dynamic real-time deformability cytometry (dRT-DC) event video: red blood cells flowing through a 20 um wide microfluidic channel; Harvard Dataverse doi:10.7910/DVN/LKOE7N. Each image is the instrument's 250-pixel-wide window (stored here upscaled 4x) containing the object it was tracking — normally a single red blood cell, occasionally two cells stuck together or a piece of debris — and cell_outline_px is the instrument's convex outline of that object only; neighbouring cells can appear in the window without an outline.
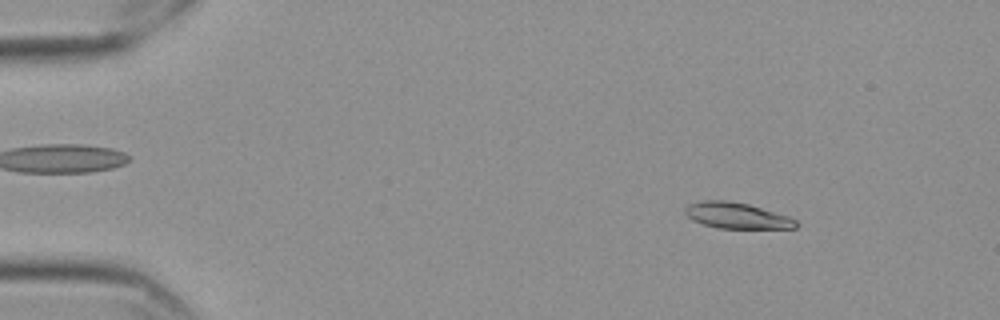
{"species": "Egyptian fruit bat (a non-hibernating species)", "species_latin": "Rousettus aegyptiacus", "temperature_condition": "cold", "stored_images_in_passage": 57, "camera_frame_rate_fps": 3000, "um_per_image_px": 0.085, "frame": {"image": 1, "passage_image": 7, "time_ms": 2.0, "image_size_px": [1000, 320], "cell_outline_px": [[800, 224], [796, 228], [716, 228], [692, 220], [684, 212], [684, 208], [688, 204], [704, 200], [728, 200], [748, 204], [788, 216], [796, 220]], "centroid_in_image_um": [62.62, 18.32], "position_along_channel_um": 22.4, "area_um2": 16.76}}
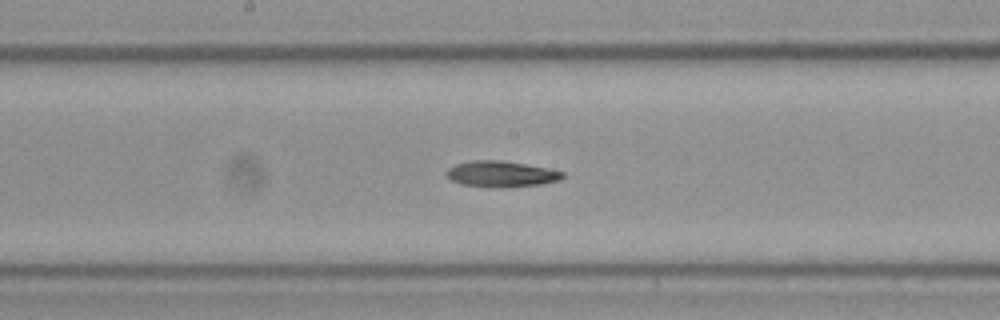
{"frame": {"image": 2, "passage_image": 30, "time_ms": 9.667, "image_size_px": [1000, 320], "cell_outline_px": [[564, 176], [560, 180], [540, 184], [500, 188], [460, 184], [444, 176], [444, 172], [448, 168], [456, 164], [472, 160], [500, 160], [548, 168], [564, 172]], "centroid_in_image_um": [42.56, 14.79], "position_along_channel_um": 205.6, "area_um2": 17.63}}
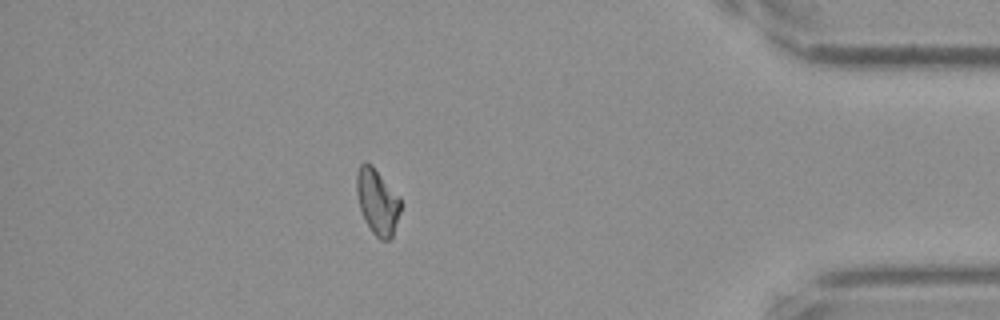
{"frame": {"image": 3, "passage_image": 50, "time_ms": 16.333, "image_size_px": [1000, 320], "cell_outline_px": [[404, 204], [392, 240], [380, 240], [372, 232], [364, 220], [356, 196], [356, 172], [360, 164], [364, 160], [372, 164], [400, 196]], "centroid_in_image_um": [32.11, 17.14], "position_along_channel_um": 403.1, "area_um2": 17.69}}